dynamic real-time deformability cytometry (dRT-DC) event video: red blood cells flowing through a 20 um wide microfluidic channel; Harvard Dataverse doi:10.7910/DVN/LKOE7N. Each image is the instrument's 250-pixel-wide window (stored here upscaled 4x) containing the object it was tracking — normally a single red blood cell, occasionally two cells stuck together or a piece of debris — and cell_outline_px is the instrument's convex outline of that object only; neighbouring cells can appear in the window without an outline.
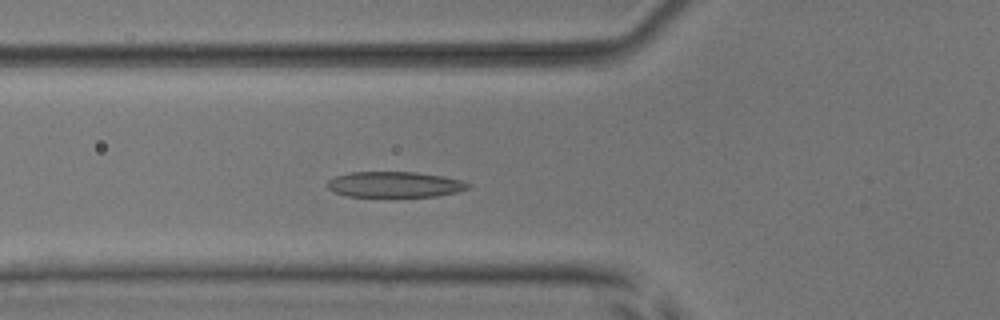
{"species": "common noctule bat (a hibernating species)", "species_latin": "Nyctalus noctula", "temperature_condition": "room temperature", "stored_images_in_passage": 49, "camera_frame_rate_fps": 3000, "um_per_image_px": 0.085, "animal": {"sex": "male", "body_mass_g": 17.9, "forearm_length_mm": 54.2}, "frame": {"image": 1, "passage_image": 15, "time_ms": 4.667, "image_size_px": [1000, 320], "cell_outline_px": [[472, 184], [468, 188], [456, 192], [436, 196], [348, 196], [336, 192], [328, 188], [328, 180], [336, 176], [352, 172], [416, 172], [444, 176], [464, 180]], "centroid_in_image_um": [33.61, 15.67], "position_along_channel_um": 92.2, "area_um2": 20.92}}
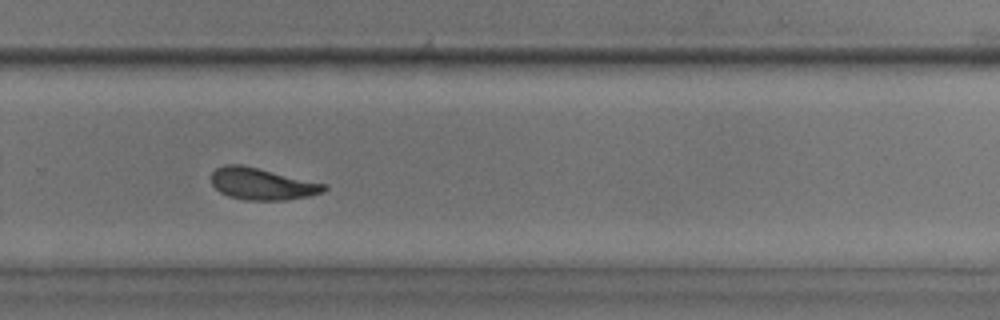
{"frame": {"image": 2, "passage_image": 32, "time_ms": 10.333, "image_size_px": [1000, 320], "cell_outline_px": [[328, 188], [324, 192], [308, 196], [288, 200], [244, 200], [228, 196], [220, 192], [212, 184], [212, 172], [216, 168], [224, 164], [240, 164], [328, 184]], "centroid_in_image_um": [22.29, 15.63], "position_along_channel_um": 307.5, "area_um2": 20.98}}
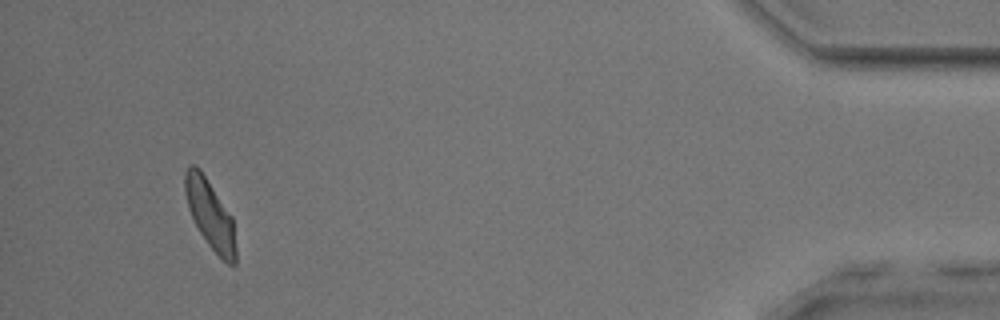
{"frame": {"image": 3, "passage_image": 46, "time_ms": 15.0, "image_size_px": [1000, 320], "cell_outline_px": [[236, 264], [228, 264], [208, 244], [200, 232], [188, 208], [184, 192], [184, 172], [188, 164], [196, 164], [200, 168], [232, 216], [236, 248]], "centroid_in_image_um": [17.84, 18.16], "position_along_channel_um": 417.4, "area_um2": 20.35}, "authors_computed_cell_mechanics": {"area_um2": 21.0392, "velocity_mm_per_s": 3.8051, "shape_relaxation_time_tau1_ms": 3.9669, "shape_relaxation_time_tau2_ms": 1.628, "deformation_change_tau1": 0.1513, "deformation_change_tau2": 0.0887}}